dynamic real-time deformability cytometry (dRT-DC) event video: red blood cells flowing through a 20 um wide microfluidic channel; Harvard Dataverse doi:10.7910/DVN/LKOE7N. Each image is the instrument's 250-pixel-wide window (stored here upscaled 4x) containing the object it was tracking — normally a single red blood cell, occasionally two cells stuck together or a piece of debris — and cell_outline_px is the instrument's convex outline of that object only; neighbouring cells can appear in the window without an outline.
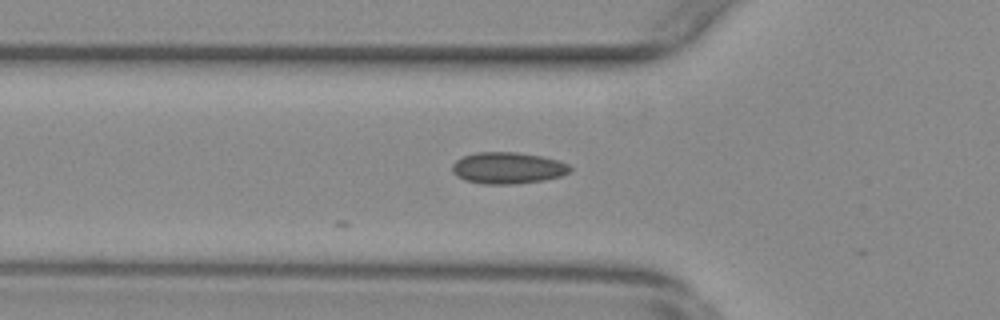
{"species": "common noctule bat (a hibernating species)", "species_latin": "Nyctalus noctula", "temperature_condition": "warm", "stored_images_in_passage": 3, "camera_frame_rate_fps": 3000, "um_per_image_px": 0.085, "animal": {"sex": "female", "body_mass_g": 29.2, "forearm_length_mm": 56.3}, "frame": {"image": 1, "passage_image": 3, "time_ms": 0.667, "image_size_px": [1000, 320], "cell_outline_px": [[572, 172], [560, 176], [544, 180], [516, 184], [480, 184], [464, 180], [456, 176], [452, 172], [452, 164], [456, 160], [464, 156], [476, 152], [516, 152], [540, 156], [556, 160], [568, 164], [572, 168]], "centroid_in_image_um": [43.14, 14.29], "position_along_channel_um": 82.7, "area_um2": 21.79}}